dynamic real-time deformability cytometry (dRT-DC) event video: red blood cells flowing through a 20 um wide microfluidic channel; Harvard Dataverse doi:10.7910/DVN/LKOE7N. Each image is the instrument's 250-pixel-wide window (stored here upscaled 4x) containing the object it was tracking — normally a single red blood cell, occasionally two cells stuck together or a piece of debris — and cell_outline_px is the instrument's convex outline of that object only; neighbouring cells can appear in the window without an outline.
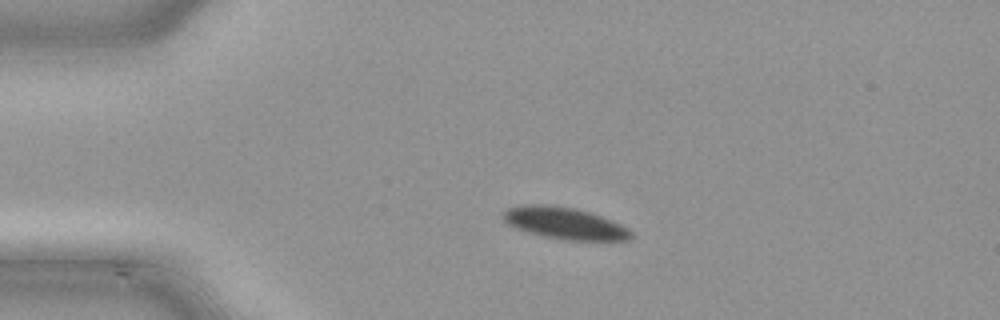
{"species": "common noctule bat (a hibernating species)", "species_latin": "Nyctalus noctula", "temperature_condition": "cold", "stored_images_in_passage": 49, "camera_frame_rate_fps": 3000, "um_per_image_px": 0.085, "animal": {"sex": "male", "body_mass_g": 21.5, "forearm_length_mm": 52.0}, "frame": {"image": 1, "passage_image": 11, "time_ms": 3.333, "image_size_px": [1000, 320], "cell_outline_px": [[636, 236], [628, 240], [564, 240], [544, 236], [528, 232], [516, 228], [508, 224], [504, 220], [504, 212], [508, 208], [524, 204], [544, 204], [576, 208], [600, 216], [620, 224], [628, 228]], "centroid_in_image_um": [48.02, 18.98], "position_along_channel_um": 37.0, "area_um2": 23.58}}
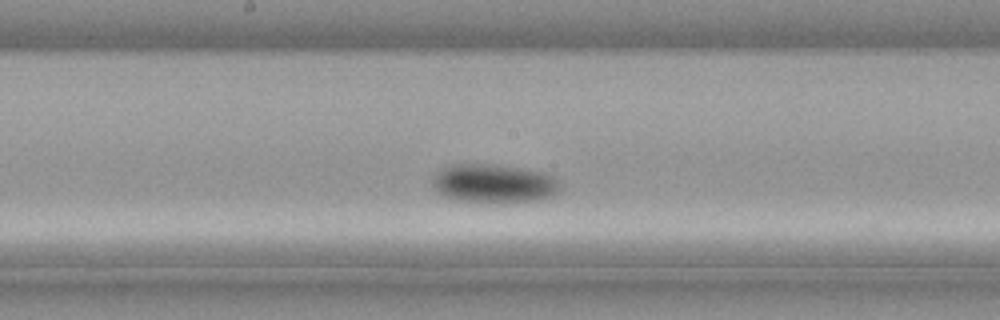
{"frame": {"image": 2, "passage_image": 26, "time_ms": 8.333, "image_size_px": [1000, 320], "cell_outline_px": [[560, 192], [544, 200], [504, 204], [488, 204], [456, 200], [444, 196], [436, 192], [432, 184], [432, 180], [436, 172], [440, 168], [452, 164], [496, 164], [524, 168], [540, 172], [552, 176], [560, 184]], "centroid_in_image_um": [41.97, 15.63], "position_along_channel_um": 206.2, "area_um2": 29.88}}
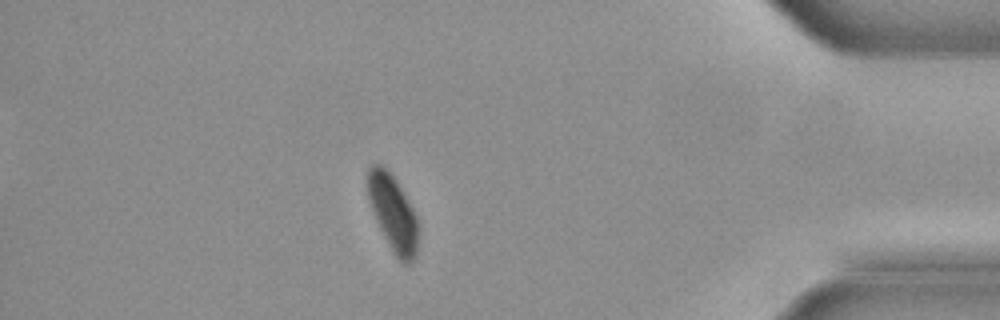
{"frame": {"image": 3, "passage_image": 43, "time_ms": 14.0, "image_size_px": [1000, 320], "cell_outline_px": [[420, 228], [416, 256], [408, 264], [404, 264], [396, 256], [384, 236], [376, 220], [368, 200], [368, 168], [372, 164], [380, 164], [396, 180], [408, 200], [416, 216]], "centroid_in_image_um": [33.43, 18.14], "position_along_channel_um": 401.8, "area_um2": 22.25}}